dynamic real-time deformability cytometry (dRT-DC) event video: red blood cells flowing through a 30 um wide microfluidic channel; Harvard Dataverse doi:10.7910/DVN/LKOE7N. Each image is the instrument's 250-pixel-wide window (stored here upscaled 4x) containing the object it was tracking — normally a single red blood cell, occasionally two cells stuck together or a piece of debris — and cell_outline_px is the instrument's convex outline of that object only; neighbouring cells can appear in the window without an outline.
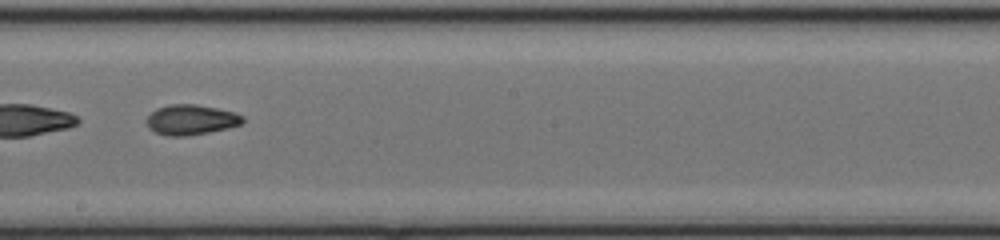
{"species": "common noctule bat (a hibernating species)", "species_latin": "Nyctalus noctula", "temperature_condition": "cold", "stored_images_in_passage": 50, "segment_of_instrument_passage": [2, 2], "camera_frame_rate_fps": 3000, "um_per_image_px": 0.085, "animal": {"sex": "female", "body_mass_g": 17.0, "forearm_length_mm": 48.0}, "frame": {"image": 1, "passage_image": 30, "time_ms": 9.667, "image_size_px": [1000, 240], "cell_outline_px": [[244, 120], [240, 124], [228, 128], [208, 132], [184, 136], [168, 136], [156, 132], [148, 128], [144, 120], [156, 108], [168, 104], [196, 104], [236, 112], [244, 116]], "centroid_in_image_um": [16.21, 10.17], "position_along_channel_um": 232.0, "area_um2": 16.99}}
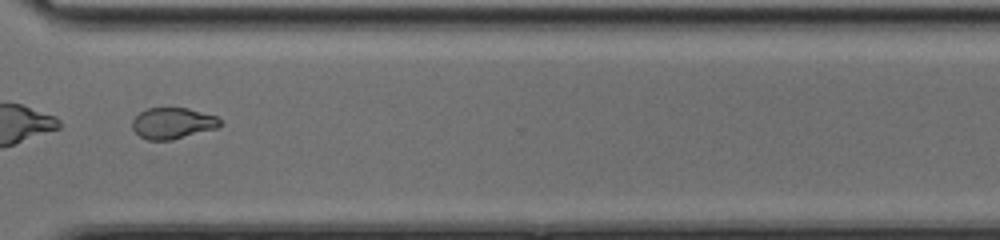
{"frame": {"image": 2, "passage_image": 39, "time_ms": 12.667, "image_size_px": [1000, 240], "cell_outline_px": [[224, 124], [220, 128], [172, 140], [148, 140], [140, 136], [132, 128], [132, 120], [140, 112], [148, 108], [188, 108], [216, 116]], "centroid_in_image_um": [14.72, 10.48], "position_along_channel_um": 355.9, "area_um2": 16.13}}